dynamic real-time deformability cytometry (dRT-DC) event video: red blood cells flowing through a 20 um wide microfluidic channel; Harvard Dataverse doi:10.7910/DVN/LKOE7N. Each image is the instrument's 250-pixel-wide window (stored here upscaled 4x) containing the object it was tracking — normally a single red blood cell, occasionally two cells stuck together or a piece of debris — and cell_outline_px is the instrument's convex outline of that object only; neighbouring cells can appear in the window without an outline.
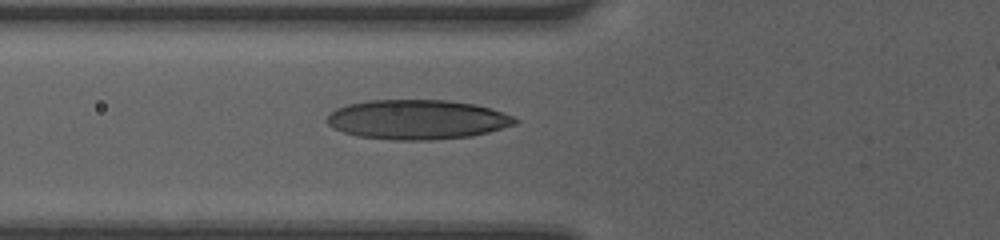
{"species": "human", "species_latin": "Homo sapiens", "temperature_condition": "room temperature", "stored_images_in_passage": 5, "camera_frame_rate_fps": 3000, "um_per_image_px": 0.085, "donor": {"sex": "female"}, "frame": {"image": 1, "passage_image": 5, "time_ms": 1.333, "image_size_px": [1000, 240], "cell_outline_px": [[520, 120], [516, 124], [488, 132], [472, 136], [432, 140], [392, 140], [356, 136], [344, 132], [328, 124], [324, 120], [336, 108], [348, 104], [368, 100], [448, 100], [476, 104], [492, 108], [512, 116]], "centroid_in_image_um": [35.48, 10.16], "position_along_channel_um": 90.3, "area_um2": 43.58}}